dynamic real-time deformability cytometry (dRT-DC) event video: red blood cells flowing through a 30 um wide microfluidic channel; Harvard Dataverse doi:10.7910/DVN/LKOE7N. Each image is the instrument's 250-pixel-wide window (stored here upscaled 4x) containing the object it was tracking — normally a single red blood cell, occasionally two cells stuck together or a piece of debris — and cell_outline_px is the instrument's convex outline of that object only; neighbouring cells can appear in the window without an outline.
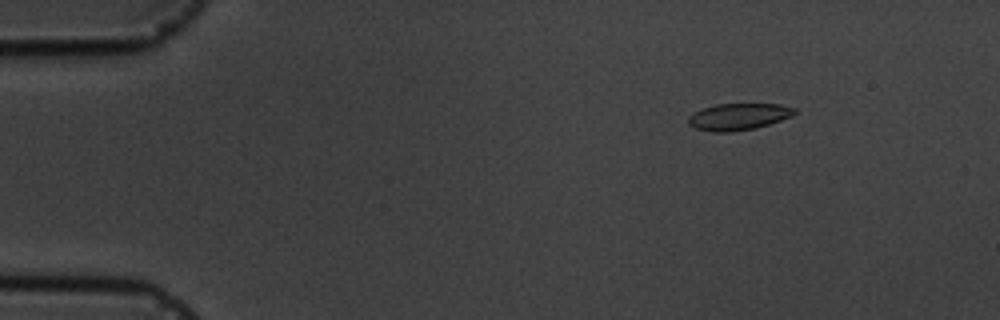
{"species": "common noctule bat (a hibernating species)", "species_latin": "Nyctalus noctula", "temperature_condition": "cold", "stored_images_in_passage": 6, "camera_frame_rate_fps": 3000, "um_per_image_px": 0.085, "animal": {"sex": "male", "body_mass_g": 19.5, "forearm_length_mm": 54.6}, "frame": {"image": 1, "passage_image": 3, "time_ms": 2.333, "image_size_px": [1000, 320], "cell_outline_px": [[796, 112], [792, 116], [756, 128], [732, 132], [712, 132], [696, 128], [688, 124], [688, 116], [704, 108], [716, 104], [780, 104], [796, 108]], "centroid_in_image_um": [62.78, 9.92], "position_along_channel_um": 22.2, "area_um2": 16.47}}
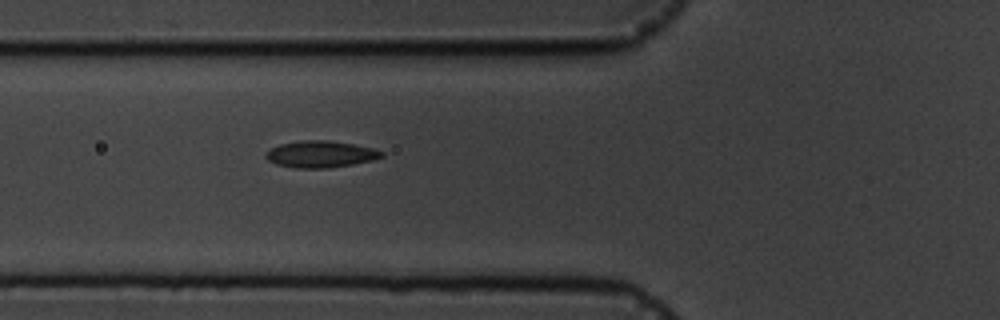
{"frame": {"image": 2, "passage_image": 6, "time_ms": 6.667, "image_size_px": [1000, 320], "cell_outline_px": [[384, 156], [372, 160], [352, 164], [328, 168], [296, 168], [276, 164], [268, 160], [264, 156], [272, 148], [280, 144], [300, 140], [328, 140], [352, 144], [372, 148], [384, 152]], "centroid_in_image_um": [27.24, 13.1], "position_along_channel_um": 98.6, "area_um2": 17.86}}